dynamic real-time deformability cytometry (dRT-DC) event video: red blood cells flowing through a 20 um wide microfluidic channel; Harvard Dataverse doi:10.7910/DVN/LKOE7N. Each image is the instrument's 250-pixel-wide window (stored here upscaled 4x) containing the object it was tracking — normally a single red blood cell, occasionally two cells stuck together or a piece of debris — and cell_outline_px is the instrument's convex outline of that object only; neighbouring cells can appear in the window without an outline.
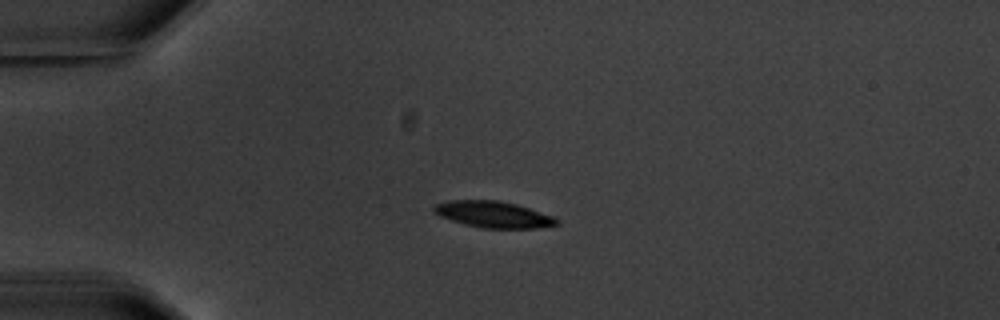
{"species": "common noctule bat (a hibernating species)", "species_latin": "Nyctalus noctula", "temperature_condition": "warm", "stored_images_in_passage": 4, "camera_frame_rate_fps": 3000, "um_per_image_px": 0.085, "animal": {"sex": "male", "body_mass_g": 20.1, "forearm_length_mm": 53.5}, "frame": {"image": 1, "passage_image": 2, "time_ms": 1.333, "image_size_px": [1000, 320], "cell_outline_px": [[560, 224], [536, 228], [484, 228], [464, 224], [440, 216], [432, 212], [432, 208], [436, 204], [448, 200], [500, 200], [516, 204], [552, 216], [560, 220]], "centroid_in_image_um": [41.92, 18.22], "position_along_channel_um": 43.1, "area_um2": 18.84}}
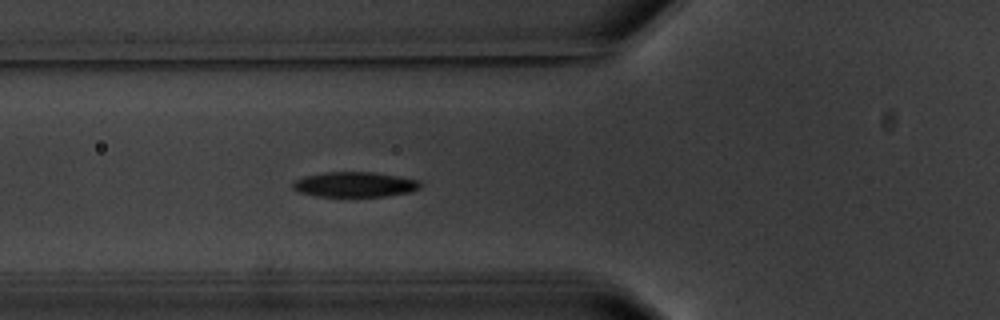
{"frame": {"image": 2, "passage_image": 4, "time_ms": 3.667, "image_size_px": [1000, 320], "cell_outline_px": [[424, 184], [420, 188], [412, 192], [384, 196], [316, 196], [300, 192], [292, 188], [292, 184], [296, 180], [304, 176], [324, 172], [372, 172], [420, 180]], "centroid_in_image_um": [30.19, 15.68], "position_along_channel_um": 95.6, "area_um2": 18.67}}